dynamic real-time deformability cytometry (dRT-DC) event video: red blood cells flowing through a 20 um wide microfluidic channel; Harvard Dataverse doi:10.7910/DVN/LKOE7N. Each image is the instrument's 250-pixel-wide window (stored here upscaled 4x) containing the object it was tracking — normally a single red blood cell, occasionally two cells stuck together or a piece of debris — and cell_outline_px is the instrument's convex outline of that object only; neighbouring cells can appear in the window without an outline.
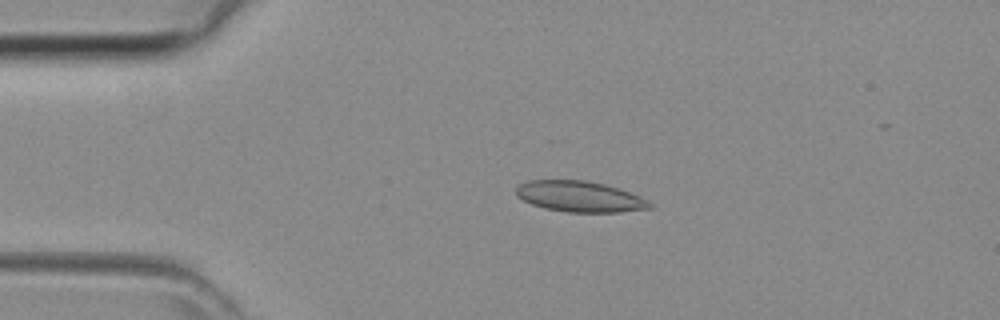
{"species": "common noctule bat (a hibernating species)", "species_latin": "Nyctalus noctula", "temperature_condition": "room temperature", "stored_images_in_passage": 39, "camera_frame_rate_fps": 3000, "um_per_image_px": 0.085, "animal": {"sex": "female", "body_mass_g": 29.2, "forearm_length_mm": 56.3}, "frame": {"image": 1, "passage_image": 8, "time_ms": 2.333, "image_size_px": [1000, 320], "cell_outline_px": [[652, 208], [620, 212], [568, 212], [544, 208], [532, 204], [516, 196], [516, 188], [520, 184], [528, 180], [584, 180], [604, 184], [628, 192], [648, 200], [652, 204]], "centroid_in_image_um": [49.25, 16.71], "position_along_channel_um": 35.7, "area_um2": 23.81}}
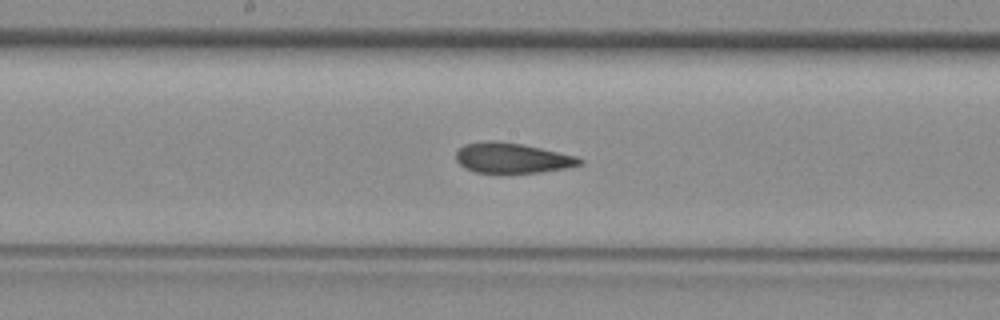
{"frame": {"image": 2, "passage_image": 21, "time_ms": 6.667, "image_size_px": [1000, 320], "cell_outline_px": [[584, 164], [564, 168], [540, 172], [476, 172], [464, 168], [456, 160], [456, 152], [464, 144], [488, 140], [496, 140], [520, 144], [540, 148], [576, 156], [584, 160]], "centroid_in_image_um": [43.52, 13.42], "position_along_channel_um": 204.7, "area_um2": 21.56}}
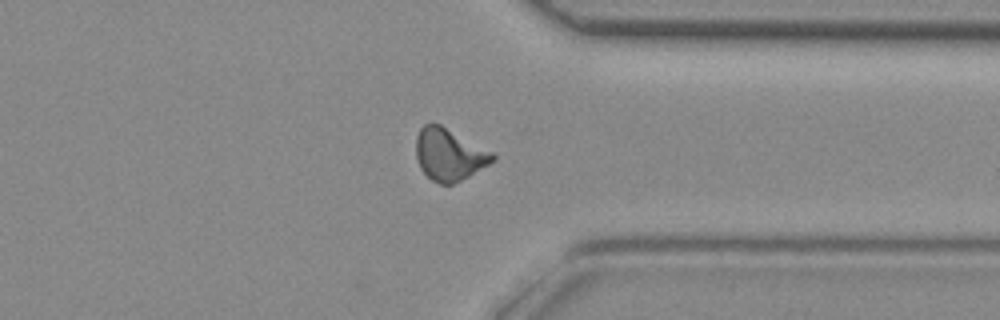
{"frame": {"image": 3, "passage_image": 32, "time_ms": 10.333, "image_size_px": [1000, 320], "cell_outline_px": [[496, 160], [468, 176], [452, 184], [440, 184], [432, 180], [420, 168], [416, 156], [416, 136], [420, 128], [424, 124], [440, 124], [492, 152], [496, 156]], "centroid_in_image_um": [38.16, 13.13], "position_along_channel_um": 373.2, "area_um2": 22.95}}